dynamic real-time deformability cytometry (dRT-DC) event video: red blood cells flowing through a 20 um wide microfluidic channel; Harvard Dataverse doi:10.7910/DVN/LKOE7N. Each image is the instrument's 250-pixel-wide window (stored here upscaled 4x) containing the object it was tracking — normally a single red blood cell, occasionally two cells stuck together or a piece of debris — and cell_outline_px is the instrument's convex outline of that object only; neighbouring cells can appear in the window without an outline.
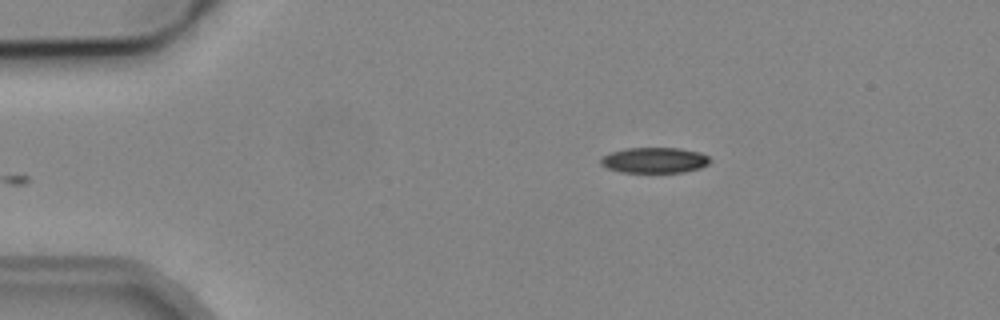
{"species": "common noctule bat (a hibernating species)", "species_latin": "Nyctalus noctula", "temperature_condition": "cold", "stored_images_in_passage": 6, "camera_frame_rate_fps": 3000, "um_per_image_px": 0.085, "animal": {"sex": "male", "body_mass_g": 19.2, "forearm_length_mm": 51.8}, "frame": {"image": 1, "passage_image": 6, "time_ms": 6.667, "image_size_px": [1000, 320], "cell_outline_px": [[712, 160], [708, 164], [700, 168], [684, 172], [620, 172], [608, 168], [600, 164], [600, 156], [624, 148], [680, 148], [700, 152], [708, 156]], "centroid_in_image_um": [55.63, 13.61], "position_along_channel_um": 29.4, "area_um2": 16.42}}